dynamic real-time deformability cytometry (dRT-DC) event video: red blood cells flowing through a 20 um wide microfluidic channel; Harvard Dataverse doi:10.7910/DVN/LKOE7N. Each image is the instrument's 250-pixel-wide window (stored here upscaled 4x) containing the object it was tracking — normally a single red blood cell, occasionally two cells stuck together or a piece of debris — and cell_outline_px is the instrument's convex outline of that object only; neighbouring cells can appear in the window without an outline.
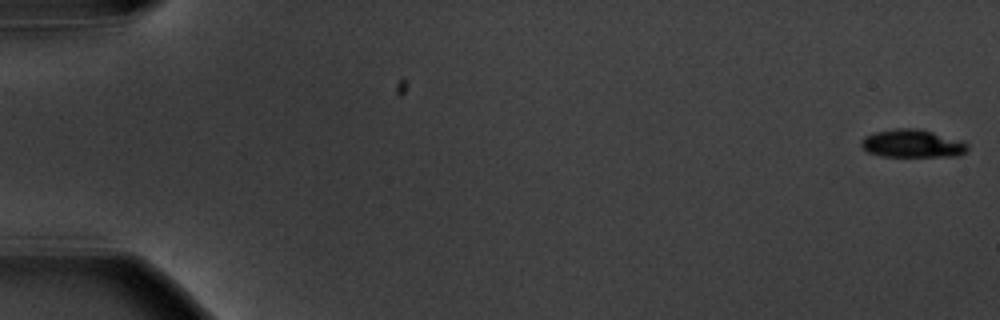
{"species": "common noctule bat (a hibernating species)", "species_latin": "Nyctalus noctula", "temperature_condition": "warm", "stored_images_in_passage": 57, "camera_frame_rate_fps": 3000, "um_per_image_px": 0.085, "animal": {"sex": "male", "body_mass_g": 20.1, "forearm_length_mm": 53.5}, "frame": {"image": 1, "passage_image": 1, "time_ms": 0.0, "image_size_px": [1000, 320], "cell_outline_px": [[968, 148], [960, 156], [880, 156], [868, 152], [860, 144], [860, 140], [864, 136], [876, 132], [896, 128], [912, 128], [932, 132], [964, 140], [968, 144]], "centroid_in_image_um": [77.56, 12.2], "position_along_channel_um": 7.4, "area_um2": 17.34}}
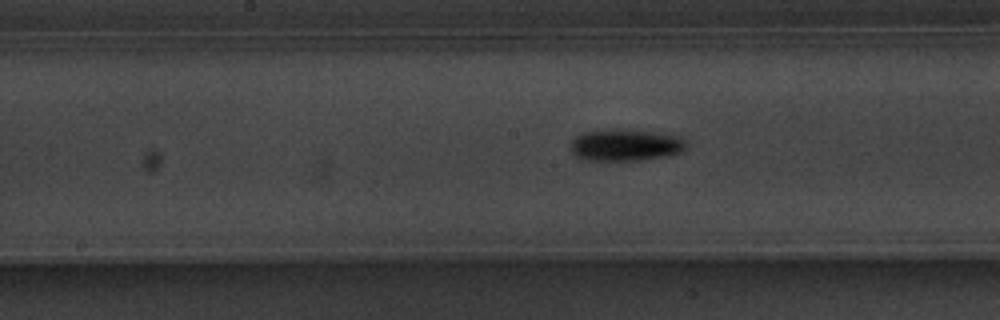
{"frame": {"image": 2, "passage_image": 30, "time_ms": 9.667, "image_size_px": [1000, 320], "cell_outline_px": [[688, 148], [680, 152], [668, 156], [640, 160], [584, 160], [576, 156], [572, 152], [572, 140], [576, 136], [584, 132], [652, 132], [676, 136], [684, 140], [688, 144]], "centroid_in_image_um": [53.21, 12.39], "position_along_channel_um": 195.0, "area_um2": 20.4}}
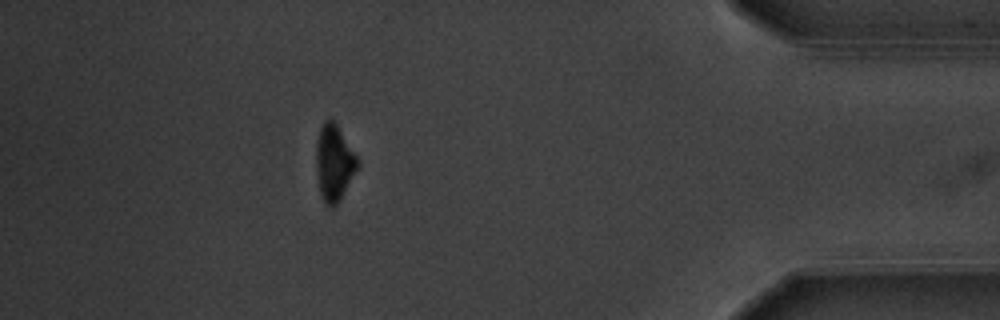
{"frame": {"image": 3, "passage_image": 51, "time_ms": 16.667, "image_size_px": [1000, 320], "cell_outline_px": [[360, 164], [340, 200], [332, 208], [324, 204], [320, 192], [316, 172], [316, 140], [320, 128], [324, 120], [332, 120], [336, 124], [356, 156]], "centroid_in_image_um": [28.38, 13.87], "position_along_channel_um": 406.8, "area_um2": 18.21}, "authors_computed_cell_mechanics": {"area_um2": 18.785, "velocity_mm_per_s": 3.6318, "shape_relaxation_time_tau1_ms": 1.601, "shape_relaxation_time_tau2_ms": null, "deformation_change_tau1": 0.1559, "deformation_change_tau2": null}}